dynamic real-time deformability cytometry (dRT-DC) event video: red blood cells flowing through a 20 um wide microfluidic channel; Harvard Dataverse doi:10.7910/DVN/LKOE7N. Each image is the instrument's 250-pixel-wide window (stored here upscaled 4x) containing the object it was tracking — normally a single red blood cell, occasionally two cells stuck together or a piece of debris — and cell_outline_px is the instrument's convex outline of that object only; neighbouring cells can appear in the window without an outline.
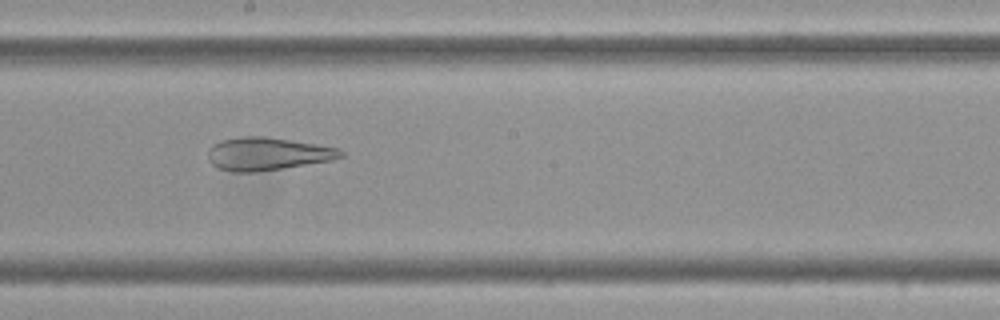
{"species": "Egyptian fruit bat (a non-hibernating species)", "species_latin": "Rousettus aegyptiacus", "temperature_condition": "cold", "stored_images_in_passage": 43, "camera_frame_rate_fps": 3000, "um_per_image_px": 0.085, "frame": {"image": 1, "passage_image": 19, "time_ms": 6.0, "image_size_px": [1000, 320], "cell_outline_px": [[344, 156], [332, 160], [280, 168], [252, 172], [232, 172], [220, 168], [212, 164], [208, 160], [208, 148], [212, 144], [220, 140], [244, 136], [264, 136], [316, 144], [340, 148], [344, 152]], "centroid_in_image_um": [22.71, 13.06], "position_along_channel_um": 225.5, "area_um2": 25.32}}
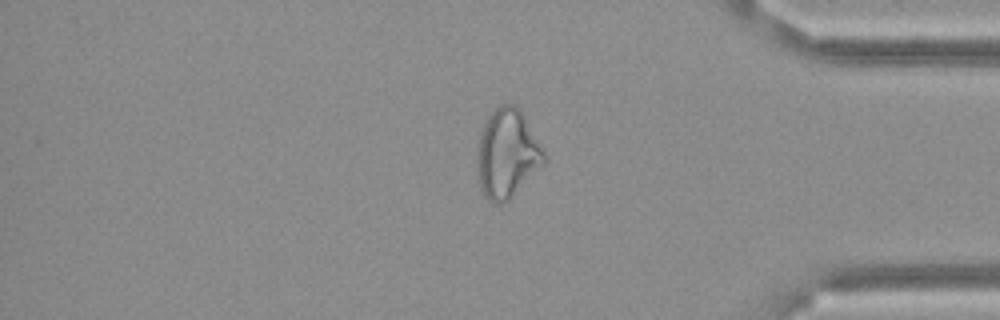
{"frame": {"image": 2, "passage_image": 35, "time_ms": 11.333, "image_size_px": [1000, 320], "cell_outline_px": [[544, 164], [508, 200], [500, 204], [492, 204], [480, 192], [476, 164], [476, 152], [480, 132], [488, 116], [500, 104], [516, 104], [524, 116], [544, 152]], "centroid_in_image_um": [43.05, 13.08], "position_along_channel_um": 392.2, "area_um2": 34.56}}